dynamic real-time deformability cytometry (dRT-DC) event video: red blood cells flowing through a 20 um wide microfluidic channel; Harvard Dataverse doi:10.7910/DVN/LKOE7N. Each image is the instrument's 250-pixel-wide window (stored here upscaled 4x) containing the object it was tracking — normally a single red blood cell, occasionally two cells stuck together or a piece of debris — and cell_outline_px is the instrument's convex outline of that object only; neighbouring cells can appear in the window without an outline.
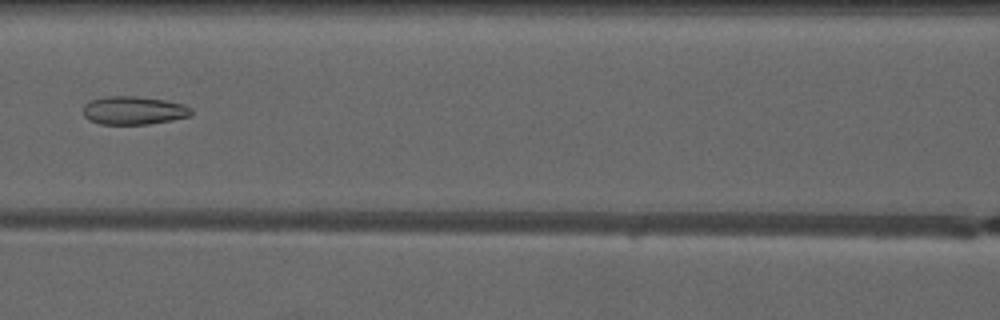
{"species": "common noctule bat (a hibernating species)", "species_latin": "Nyctalus noctula", "temperature_condition": "warm", "stored_images_in_passage": 5, "camera_frame_rate_fps": 3000, "um_per_image_px": 0.085, "animal": {"sex": "male", "forearm_length_mm": 52.5}, "frame": {"image": 1, "passage_image": 5, "time_ms": 4.667, "image_size_px": [1000, 320], "cell_outline_px": [[192, 116], [172, 120], [148, 124], [100, 124], [88, 120], [84, 116], [84, 104], [88, 100], [104, 96], [136, 96], [164, 100], [184, 104], [192, 108]], "centroid_in_image_um": [11.35, 9.38], "position_along_channel_um": 155.2, "area_um2": 18.03}}